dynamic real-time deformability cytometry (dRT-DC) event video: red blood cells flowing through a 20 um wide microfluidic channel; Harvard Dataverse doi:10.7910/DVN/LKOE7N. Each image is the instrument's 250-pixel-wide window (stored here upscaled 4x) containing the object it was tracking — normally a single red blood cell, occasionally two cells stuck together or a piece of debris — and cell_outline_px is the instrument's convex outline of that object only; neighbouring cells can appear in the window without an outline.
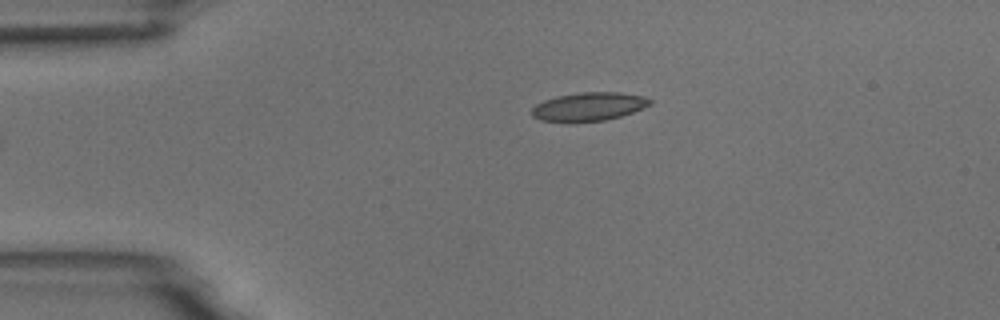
{"species": "common noctule bat (a hibernating species)", "species_latin": "Nyctalus noctula", "temperature_condition": "room temperature", "stored_images_in_passage": 5, "camera_frame_rate_fps": 3000, "um_per_image_px": 0.085, "animal": {"sex": "male", "body_mass_g": 18.8}, "frame": {"image": 1, "passage_image": 5, "time_ms": 4.333, "image_size_px": [1000, 320], "cell_outline_px": [[652, 104], [644, 108], [620, 116], [604, 120], [572, 124], [568, 124], [540, 120], [532, 116], [532, 108], [536, 104], [544, 100], [556, 96], [580, 92], [620, 92], [644, 96], [652, 100]], "centroid_in_image_um": [50.02, 9.09], "position_along_channel_um": 35.0, "area_um2": 20.17}}